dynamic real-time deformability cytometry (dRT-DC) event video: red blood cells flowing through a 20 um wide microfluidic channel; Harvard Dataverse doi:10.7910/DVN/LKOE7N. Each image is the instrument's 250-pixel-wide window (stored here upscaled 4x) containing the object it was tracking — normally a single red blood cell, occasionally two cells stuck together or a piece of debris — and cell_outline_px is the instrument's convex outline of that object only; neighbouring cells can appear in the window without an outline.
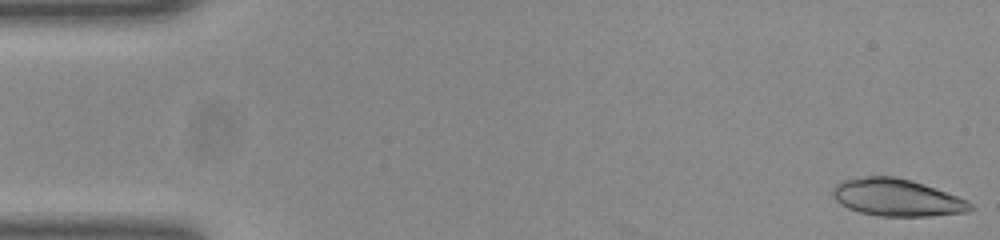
{"species": "common noctule bat (a hibernating species)", "species_latin": "Nyctalus noctula", "temperature_condition": "room temperature", "stored_images_in_passage": 6, "camera_frame_rate_fps": 3000, "um_per_image_px": 0.085, "animal": {"sex": "female", "body_mass_g": 23.0, "forearm_length_mm": 53.4}, "frame": {"image": 1, "passage_image": 1, "time_ms": 0.0, "image_size_px": [1000, 240], "cell_outline_px": [[972, 208], [968, 212], [928, 216], [880, 216], [860, 212], [848, 208], [840, 204], [836, 200], [832, 192], [836, 184], [844, 180], [864, 176], [896, 176], [912, 180], [924, 184], [968, 200], [972, 204]], "centroid_in_image_um": [76.24, 16.79], "position_along_channel_um": 8.8, "area_um2": 29.77}}